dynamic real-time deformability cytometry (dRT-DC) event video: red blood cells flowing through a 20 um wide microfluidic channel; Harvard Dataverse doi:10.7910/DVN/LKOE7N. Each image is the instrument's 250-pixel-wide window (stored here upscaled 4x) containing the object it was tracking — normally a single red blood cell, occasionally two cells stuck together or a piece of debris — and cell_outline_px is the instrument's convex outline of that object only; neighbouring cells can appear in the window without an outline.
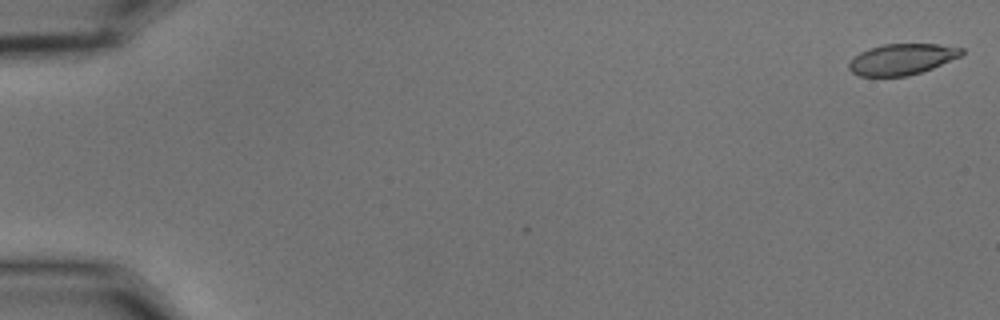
{"species": "common noctule bat (a hibernating species)", "species_latin": "Nyctalus noctula", "temperature_condition": "cold", "stored_images_in_passage": 18, "camera_frame_rate_fps": 3000, "um_per_image_px": 0.085, "animal": {"sex": "male", "body_mass_g": 15.6}, "frame": {"image": 1, "passage_image": 1, "time_ms": 0.0, "image_size_px": [1000, 320], "cell_outline_px": [[964, 52], [960, 56], [932, 68], [908, 76], [860, 76], [852, 72], [848, 68], [848, 64], [852, 56], [868, 48], [884, 44], [936, 44], [964, 48]], "centroid_in_image_um": [76.62, 5.03], "position_along_channel_um": 8.4, "area_um2": 20.35}}
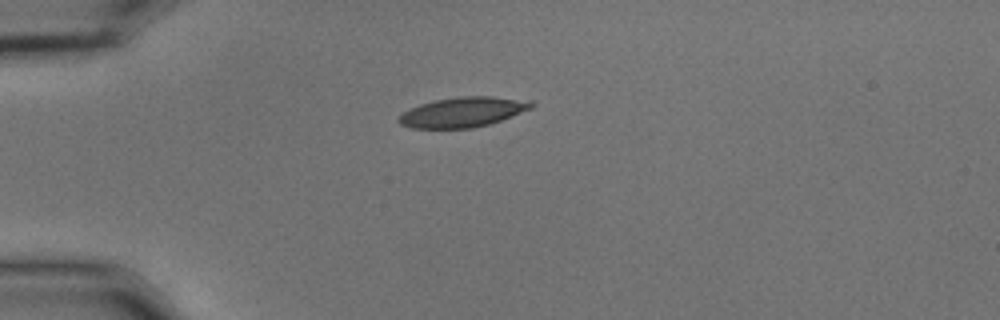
{"frame": {"image": 2, "passage_image": 15, "time_ms": 4.667, "image_size_px": [1000, 320], "cell_outline_px": [[536, 104], [532, 108], [500, 120], [488, 124], [472, 128], [412, 128], [400, 124], [396, 120], [404, 112], [420, 104], [436, 100], [460, 96], [492, 96], [536, 100]], "centroid_in_image_um": [39.4, 9.51], "position_along_channel_um": 45.6, "area_um2": 23.18}}